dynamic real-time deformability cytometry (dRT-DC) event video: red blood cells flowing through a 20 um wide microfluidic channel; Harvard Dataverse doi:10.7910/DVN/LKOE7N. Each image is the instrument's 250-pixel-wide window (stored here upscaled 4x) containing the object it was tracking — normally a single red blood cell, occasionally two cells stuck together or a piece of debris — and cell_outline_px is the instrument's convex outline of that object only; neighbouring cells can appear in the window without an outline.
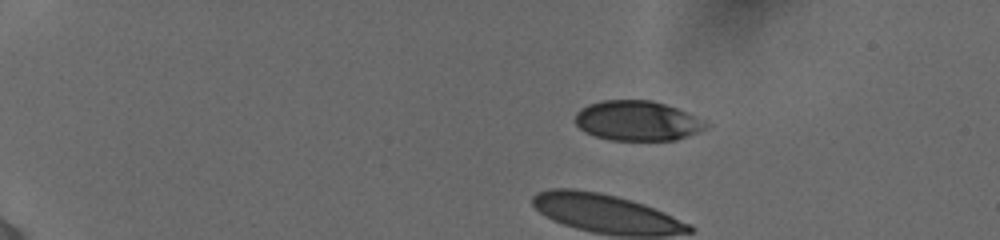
{"species": "human", "species_latin": "Homo sapiens", "temperature_condition": "cold", "stored_images_in_passage": 35, "camera_frame_rate_fps": 3000, "um_per_image_px": 0.085, "donor": {"sex": "female"}, "frame": {"image": 1, "passage_image": 1, "time_ms": 0.0, "image_size_px": [1000, 240], "cell_outline_px": [[712, 124], [688, 136], [676, 140], [608, 140], [584, 132], [576, 124], [576, 112], [580, 108], [588, 104], [604, 100], [652, 100], [676, 108], [696, 116]], "centroid_in_image_um": [54.16, 10.27], "position_along_channel_um": 30.8, "area_um2": 30.4}}